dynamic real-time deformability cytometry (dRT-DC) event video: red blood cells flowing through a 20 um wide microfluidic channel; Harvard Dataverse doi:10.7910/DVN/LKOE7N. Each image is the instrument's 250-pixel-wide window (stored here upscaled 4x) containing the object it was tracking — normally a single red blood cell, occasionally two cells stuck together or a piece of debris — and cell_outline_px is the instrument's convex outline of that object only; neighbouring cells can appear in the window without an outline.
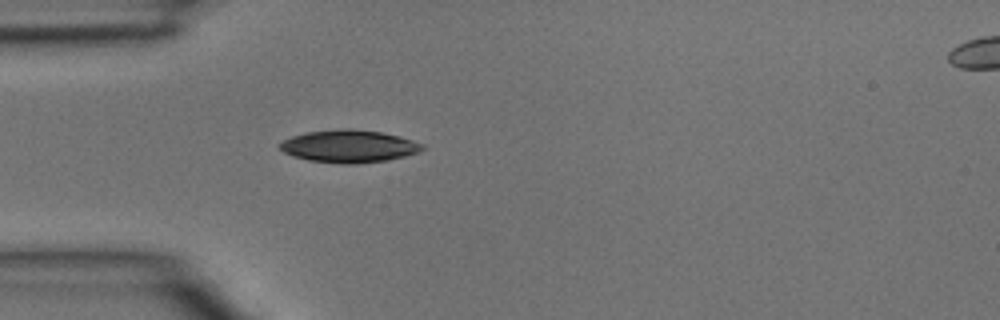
{"species": "common noctule bat (a hibernating species)", "species_latin": "Nyctalus noctula", "temperature_condition": "room temperature", "stored_images_in_passage": 5, "segment_of_instrument_passage": [1, 2], "camera_frame_rate_fps": 3000, "um_per_image_px": 0.085, "animal": {"sex": "male", "body_mass_g": 15.6}, "frame": {"image": 1, "passage_image": 4, "time_ms": 1.0, "image_size_px": [1000, 320], "cell_outline_px": [[424, 148], [420, 152], [388, 160], [356, 164], [344, 164], [308, 160], [292, 156], [284, 152], [276, 144], [292, 136], [308, 132], [344, 128], [352, 128], [380, 132], [400, 136], [424, 144]], "centroid_in_image_um": [29.67, 12.43], "position_along_channel_um": 55.3, "area_um2": 27.11}}